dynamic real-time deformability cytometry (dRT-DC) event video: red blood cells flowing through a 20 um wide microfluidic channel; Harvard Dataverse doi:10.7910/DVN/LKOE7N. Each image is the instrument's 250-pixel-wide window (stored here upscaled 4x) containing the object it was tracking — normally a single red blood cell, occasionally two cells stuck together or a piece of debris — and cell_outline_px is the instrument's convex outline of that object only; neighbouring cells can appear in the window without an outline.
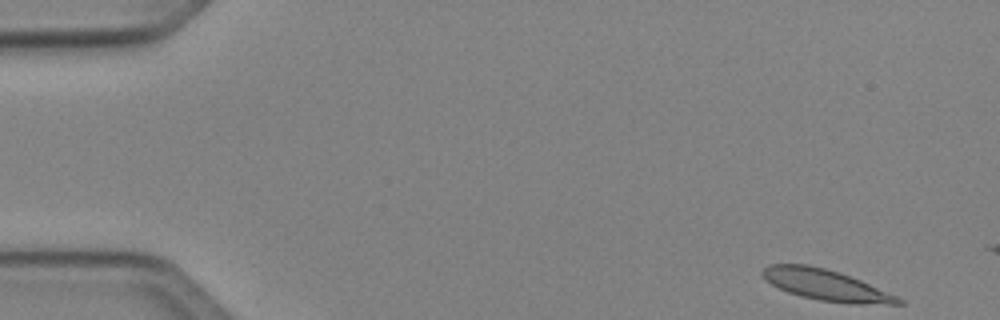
{"species": "Egyptian fruit bat (a non-hibernating species)", "species_latin": "Rousettus aegyptiacus", "temperature_condition": "cold", "stored_images_in_passage": 3, "camera_frame_rate_fps": 3000, "um_per_image_px": 0.085, "animal": {"sex": "female"}, "frame": {"image": 1, "passage_image": 1, "time_ms": 0.0, "image_size_px": [1000, 320], "cell_outline_px": [[904, 304], [848, 304], [820, 300], [788, 292], [764, 280], [760, 272], [768, 264], [808, 264], [840, 272], [860, 280], [896, 296], [904, 300]], "centroid_in_image_um": [70.18, 24.22], "position_along_channel_um": 14.8, "area_um2": 24.33}}